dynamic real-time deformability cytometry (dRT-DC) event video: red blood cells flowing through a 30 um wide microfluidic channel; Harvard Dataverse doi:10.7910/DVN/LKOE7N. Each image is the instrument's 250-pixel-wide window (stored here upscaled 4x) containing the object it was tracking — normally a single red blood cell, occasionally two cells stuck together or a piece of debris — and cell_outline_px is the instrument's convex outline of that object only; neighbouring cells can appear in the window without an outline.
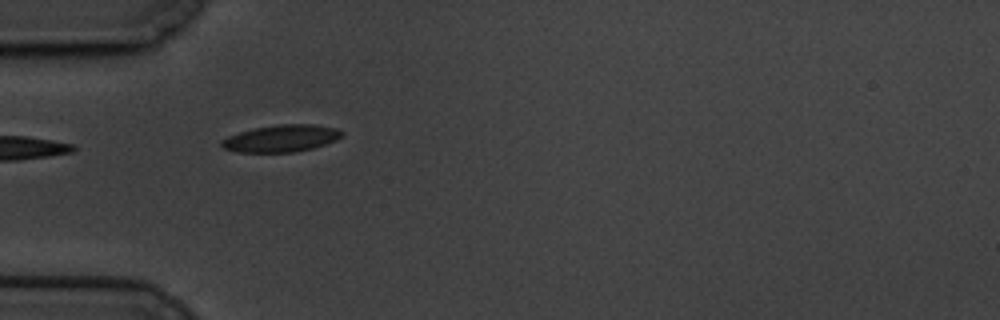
{"species": "common noctule bat (a hibernating species)", "species_latin": "Nyctalus noctula", "temperature_condition": "cold", "stored_images_in_passage": 27, "camera_frame_rate_fps": 3000, "um_per_image_px": 0.085, "animal": {"sex": "male", "body_mass_g": 19.5, "forearm_length_mm": 54.6}, "frame": {"image": 1, "passage_image": 1, "time_ms": 0.0, "image_size_px": [1000, 320], "cell_outline_px": [[344, 136], [336, 140], [312, 148], [296, 152], [240, 152], [224, 148], [220, 144], [220, 140], [228, 136], [240, 132], [256, 128], [280, 124], [316, 124], [336, 128], [344, 132]], "centroid_in_image_um": [23.94, 11.76], "position_along_channel_um": 61.1, "area_um2": 18.9}}